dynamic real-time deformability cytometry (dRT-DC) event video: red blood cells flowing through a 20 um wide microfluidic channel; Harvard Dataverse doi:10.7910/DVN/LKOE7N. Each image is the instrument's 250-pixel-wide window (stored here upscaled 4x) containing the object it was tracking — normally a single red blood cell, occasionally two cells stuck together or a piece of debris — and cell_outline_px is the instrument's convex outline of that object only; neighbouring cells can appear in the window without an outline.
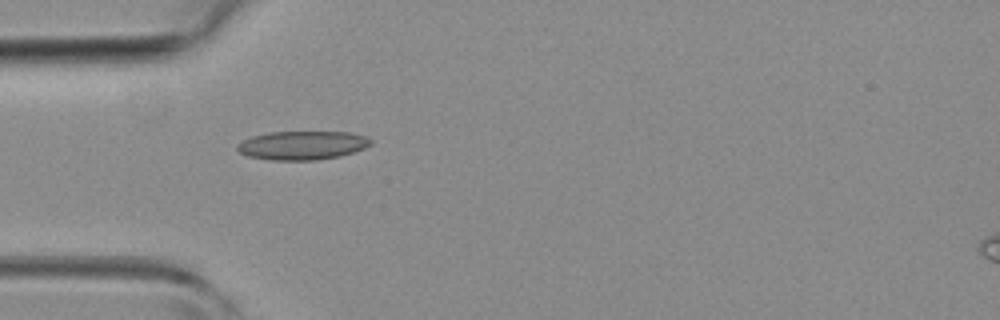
{"species": "common noctule bat (a hibernating species)", "species_latin": "Nyctalus noctula", "temperature_condition": "room temperature", "stored_images_in_passage": 1, "camera_frame_rate_fps": 3000, "um_per_image_px": 0.085, "animal": {"sex": "female", "body_mass_g": 19.3, "forearm_length_mm": 54.1}, "frame": {"image": 1, "passage_image": 1, "time_ms": 0.0, "image_size_px": [1000, 320], "cell_outline_px": [[372, 144], [364, 148], [340, 156], [316, 160], [272, 160], [248, 156], [240, 152], [236, 148], [236, 144], [252, 136], [268, 132], [348, 132], [364, 136], [372, 140]], "centroid_in_image_um": [25.68, 12.35], "position_along_channel_um": 59.3, "area_um2": 22.25}}